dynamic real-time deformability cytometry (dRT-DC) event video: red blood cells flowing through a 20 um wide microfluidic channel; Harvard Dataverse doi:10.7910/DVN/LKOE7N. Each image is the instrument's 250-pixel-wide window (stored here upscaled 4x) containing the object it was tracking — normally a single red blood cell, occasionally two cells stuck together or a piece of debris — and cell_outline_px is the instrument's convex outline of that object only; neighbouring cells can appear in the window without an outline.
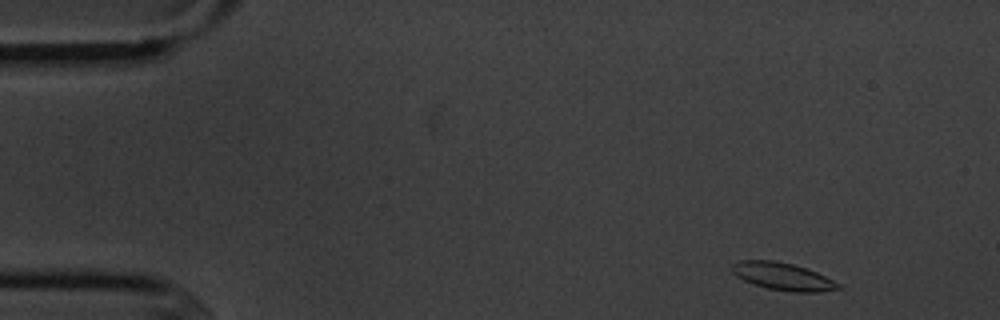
{"species": "common noctule bat (a hibernating species)", "species_latin": "Nyctalus noctula", "temperature_condition": "cold", "stored_images_in_passage": 4, "camera_frame_rate_fps": 3000, "um_per_image_px": 0.085, "animal": {"sex": "male", "body_mass_g": 20.1, "forearm_length_mm": 53.5}, "frame": {"image": 1, "passage_image": 1, "time_ms": 0.0, "image_size_px": [1000, 320], "cell_outline_px": [[844, 288], [820, 292], [792, 292], [768, 288], [744, 280], [736, 276], [732, 272], [732, 264], [740, 260], [772, 260], [792, 264], [816, 272], [840, 284]], "centroid_in_image_um": [66.55, 23.5], "position_along_channel_um": 18.5, "area_um2": 16.82}}